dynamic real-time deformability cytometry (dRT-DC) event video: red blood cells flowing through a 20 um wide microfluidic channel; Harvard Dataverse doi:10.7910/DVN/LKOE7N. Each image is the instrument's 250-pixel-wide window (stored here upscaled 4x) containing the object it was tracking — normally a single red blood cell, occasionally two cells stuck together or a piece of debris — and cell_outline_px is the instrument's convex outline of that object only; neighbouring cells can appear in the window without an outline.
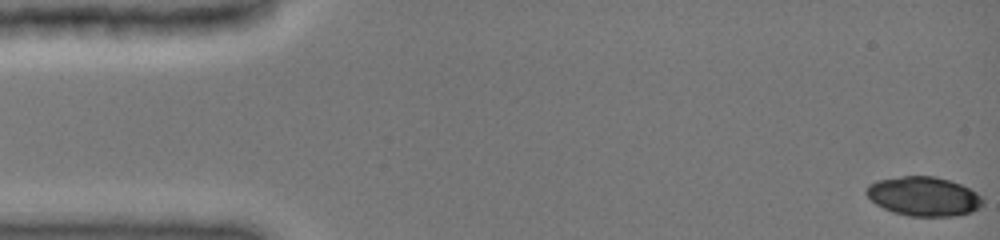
{"species": "common noctule bat (a hibernating species)", "species_latin": "Nyctalus noctula", "temperature_condition": "cold", "stored_images_in_passage": 47, "camera_frame_rate_fps": 3000, "um_per_image_px": 0.085, "animal": {"sex": "female", "body_mass_g": 19.0, "forearm_length_mm": 51.5}, "frame": {"image": 1, "passage_image": 1, "time_ms": 0.0, "image_size_px": [1000, 240], "cell_outline_px": [[984, 204], [980, 208], [972, 212], [956, 216], [908, 216], [892, 212], [876, 204], [864, 192], [868, 184], [876, 180], [904, 176], [936, 176], [960, 184], [976, 192], [984, 200]], "centroid_in_image_um": [78.52, 16.69], "position_along_channel_um": 6.5, "area_um2": 26.76}}
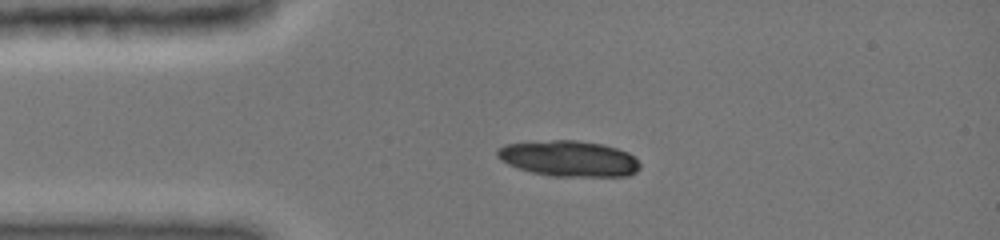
{"frame": {"image": 2, "passage_image": 11, "time_ms": 3.333, "image_size_px": [1000, 240], "cell_outline_px": [[640, 168], [636, 172], [628, 176], [552, 176], [532, 172], [516, 168], [500, 160], [496, 156], [496, 148], [504, 144], [552, 140], [576, 140], [604, 144], [628, 152], [640, 164]], "centroid_in_image_um": [48.32, 13.47], "position_along_channel_um": 36.7, "area_um2": 29.88}}